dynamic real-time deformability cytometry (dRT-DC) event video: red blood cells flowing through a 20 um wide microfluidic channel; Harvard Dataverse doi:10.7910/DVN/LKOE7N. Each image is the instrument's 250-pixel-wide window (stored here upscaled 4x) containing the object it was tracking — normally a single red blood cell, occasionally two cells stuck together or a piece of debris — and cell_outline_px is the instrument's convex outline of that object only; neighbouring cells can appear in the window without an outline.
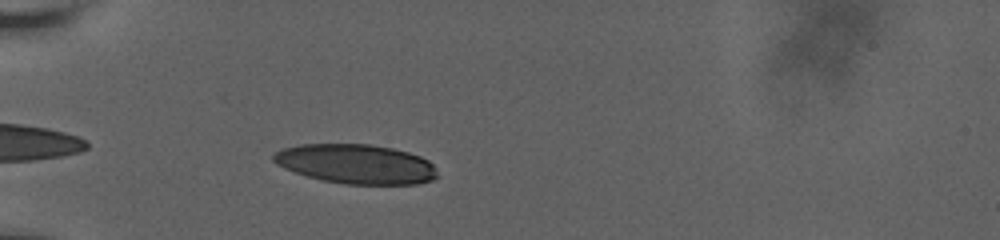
{"species": "human", "species_latin": "Homo sapiens", "temperature_condition": "room temperature", "stored_images_in_passage": 37, "camera_frame_rate_fps": 3000, "um_per_image_px": 0.085, "donor": {"sex": "male"}, "frame": {"image": 1, "passage_image": 3, "time_ms": 0.667, "image_size_px": [1000, 240], "cell_outline_px": [[436, 176], [432, 180], [416, 184], [344, 184], [324, 180], [308, 176], [284, 168], [276, 164], [272, 160], [272, 156], [280, 148], [300, 144], [368, 144], [392, 148], [408, 152], [420, 156], [428, 160], [436, 168]], "centroid_in_image_um": [30.24, 13.93], "position_along_channel_um": 54.8, "area_um2": 37.63}}
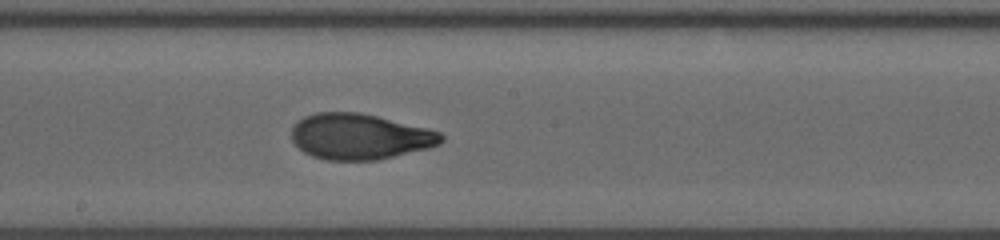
{"frame": {"image": 2, "passage_image": 18, "time_ms": 5.667, "image_size_px": [1000, 240], "cell_outline_px": [[444, 140], [440, 144], [428, 148], [376, 160], [328, 160], [312, 156], [304, 152], [292, 140], [292, 128], [304, 116], [316, 112], [360, 112], [428, 128], [440, 132], [444, 136]], "centroid_in_image_um": [30.59, 11.6], "position_along_channel_um": 217.6, "area_um2": 39.77}}
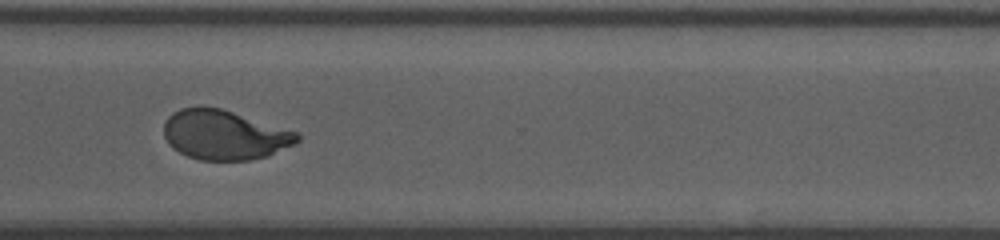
{"frame": {"image": 3, "passage_image": 29, "time_ms": 9.333, "image_size_px": [1000, 240], "cell_outline_px": [[300, 140], [268, 156], [248, 160], [200, 160], [188, 156], [172, 148], [168, 144], [164, 136], [164, 124], [168, 116], [172, 112], [180, 108], [200, 104], [220, 108], [300, 132]], "centroid_in_image_um": [19.05, 11.44], "position_along_channel_um": 351.6, "area_um2": 38.96}, "authors_computed_cell_mechanics": {"area_um2": 39.7086, "velocity_mm_per_s": 3.6569, "shape_relaxation_time_tau1_ms": 5.3211, "shape_relaxation_time_tau2_ms": 1.0914, "deformation_change_tau1": 0.2188, "deformation_change_tau2": 0.0657}}